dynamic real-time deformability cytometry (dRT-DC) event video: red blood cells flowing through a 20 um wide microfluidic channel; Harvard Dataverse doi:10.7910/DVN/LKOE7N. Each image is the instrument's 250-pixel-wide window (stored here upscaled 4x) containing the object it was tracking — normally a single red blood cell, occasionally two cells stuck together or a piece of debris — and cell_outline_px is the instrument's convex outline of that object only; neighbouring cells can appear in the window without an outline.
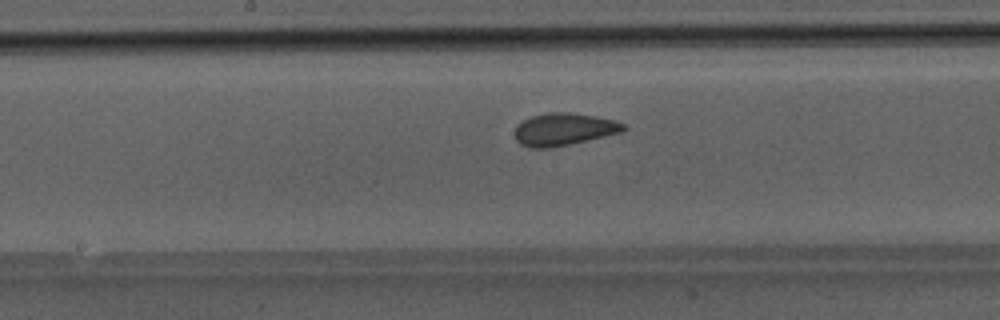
{"species": "Egyptian fruit bat (a non-hibernating species)", "species_latin": "Rousettus aegyptiacus", "temperature_condition": "room temperature", "stored_images_in_passage": 33, "camera_frame_rate_fps": 3000, "um_per_image_px": 0.085, "animal": {"sex": "male"}, "frame": {"image": 1, "passage_image": 15, "time_ms": 4.667, "image_size_px": [1000, 320], "cell_outline_px": [[628, 128], [624, 132], [568, 144], [548, 148], [532, 148], [520, 144], [516, 140], [516, 124], [532, 116], [548, 112], [572, 112], [596, 116], [616, 120], [624, 124]], "centroid_in_image_um": [47.96, 10.98], "position_along_channel_um": 200.2, "area_um2": 20.58}}
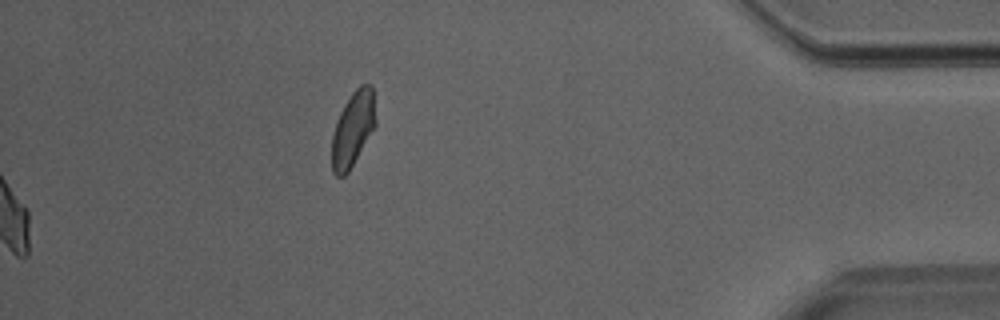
{"frame": {"image": 2, "passage_image": 33, "time_ms": 10.667, "image_size_px": [1000, 320], "cell_outline_px": [[376, 124], [348, 172], [344, 176], [336, 176], [332, 172], [332, 136], [336, 120], [344, 104], [352, 92], [360, 84], [372, 84], [376, 120]], "centroid_in_image_um": [29.99, 10.93], "position_along_channel_um": 405.2, "area_um2": 19.02}}